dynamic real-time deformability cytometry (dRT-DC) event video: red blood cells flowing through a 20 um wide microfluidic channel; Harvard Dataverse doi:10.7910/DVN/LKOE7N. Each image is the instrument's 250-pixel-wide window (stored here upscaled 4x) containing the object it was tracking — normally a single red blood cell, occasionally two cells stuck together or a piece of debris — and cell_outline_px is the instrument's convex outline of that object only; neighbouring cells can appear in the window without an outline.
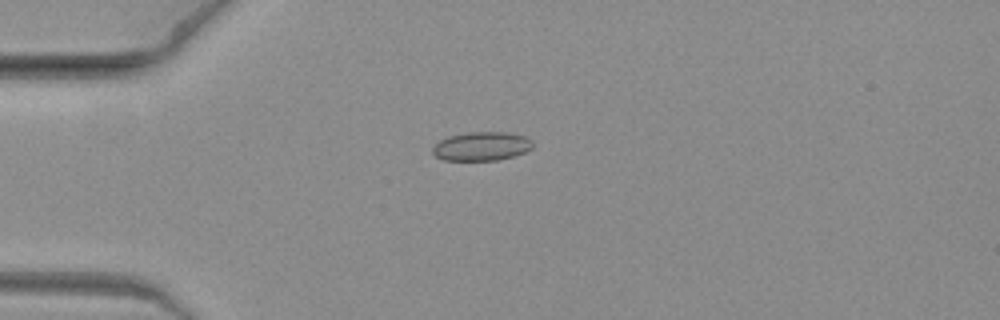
{"species": "common noctule bat (a hibernating species)", "species_latin": "Nyctalus noctula", "temperature_condition": "warm", "stored_images_in_passage": 4, "camera_frame_rate_fps": 3000, "um_per_image_px": 0.085, "animal": {"sex": "female", "body_mass_g": 19.3, "forearm_length_mm": 54.1}, "frame": {"image": 1, "passage_image": 4, "time_ms": 1.0, "image_size_px": [1000, 320], "cell_outline_px": [[532, 148], [524, 152], [512, 156], [496, 160], [444, 160], [436, 156], [432, 152], [432, 148], [440, 140], [448, 136], [468, 132], [508, 132], [524, 136], [532, 140]], "centroid_in_image_um": [40.92, 12.42], "position_along_channel_um": 44.1, "area_um2": 16.7}}